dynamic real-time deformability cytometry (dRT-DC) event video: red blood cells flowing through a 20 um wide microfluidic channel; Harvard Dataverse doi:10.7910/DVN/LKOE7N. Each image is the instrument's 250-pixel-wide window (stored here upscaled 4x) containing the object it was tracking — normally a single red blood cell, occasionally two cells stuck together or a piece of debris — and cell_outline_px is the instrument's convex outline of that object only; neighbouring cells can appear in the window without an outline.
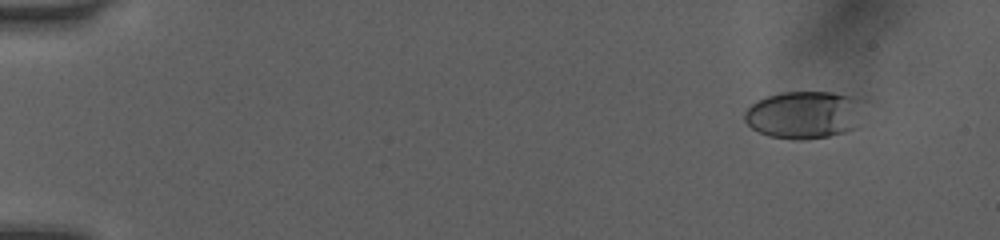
{"species": "human", "species_latin": "Homo sapiens", "temperature_condition": "room temperature", "stored_images_in_passage": 52, "camera_frame_rate_fps": 3000, "um_per_image_px": 0.085, "donor": {"sex": "female"}, "frame": {"image": 1, "passage_image": 5, "time_ms": 1.333, "image_size_px": [1000, 240], "cell_outline_px": [[856, 128], [844, 132], [828, 136], [800, 140], [796, 140], [768, 136], [752, 128], [744, 120], [744, 112], [756, 100], [780, 92], [832, 92], [852, 96], [856, 100]], "centroid_in_image_um": [68.22, 9.76], "position_along_channel_um": 16.8, "area_um2": 32.25}}
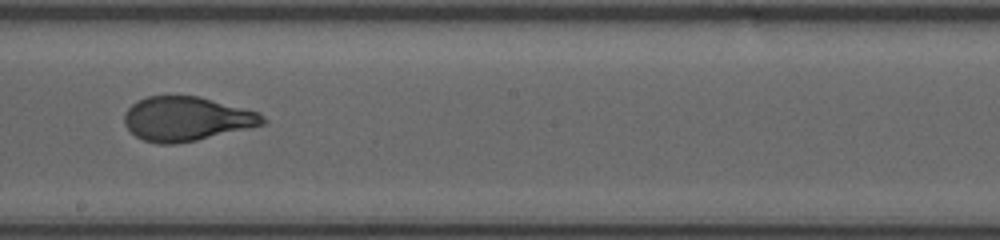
{"frame": {"image": 2, "passage_image": 31, "time_ms": 10.0, "image_size_px": [1000, 240], "cell_outline_px": [[268, 120], [264, 124], [196, 140], [176, 144], [160, 144], [144, 140], [136, 136], [124, 124], [124, 112], [132, 104], [148, 96], [200, 96], [260, 112]], "centroid_in_image_um": [15.86, 10.09], "position_along_channel_um": 232.3, "area_um2": 35.55}}
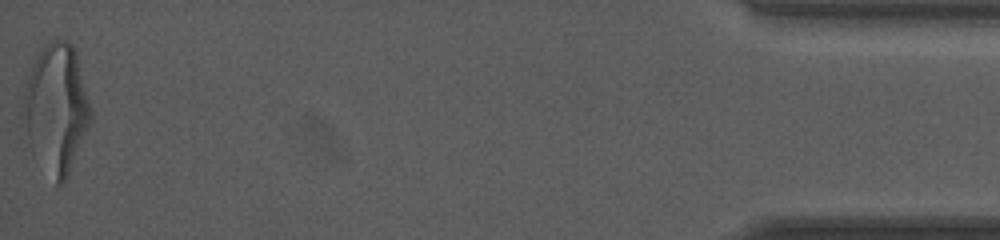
{"frame": {"image": 3, "passage_image": 52, "time_ms": 17.0, "image_size_px": [1000, 240], "cell_outline_px": [[92, 120], [68, 176], [60, 188], [56, 184], [28, 136], [20, 116], [20, 112], [24, 92], [28, 76], [44, 44], [52, 40], [64, 40], [72, 44], [76, 52], [92, 112]], "centroid_in_image_um": [4.81, 9.18], "position_along_channel_um": 430.4, "area_um2": 49.71}, "authors_computed_cell_mechanics": {"area_um2": 35.7204, "velocity_mm_per_s": 4.0658, "shape_relaxation_time_tau1_ms": 4.7954, "shape_relaxation_time_tau2_ms": null, "deformation_change_tau1": 0.2109, "deformation_change_tau2": null}}